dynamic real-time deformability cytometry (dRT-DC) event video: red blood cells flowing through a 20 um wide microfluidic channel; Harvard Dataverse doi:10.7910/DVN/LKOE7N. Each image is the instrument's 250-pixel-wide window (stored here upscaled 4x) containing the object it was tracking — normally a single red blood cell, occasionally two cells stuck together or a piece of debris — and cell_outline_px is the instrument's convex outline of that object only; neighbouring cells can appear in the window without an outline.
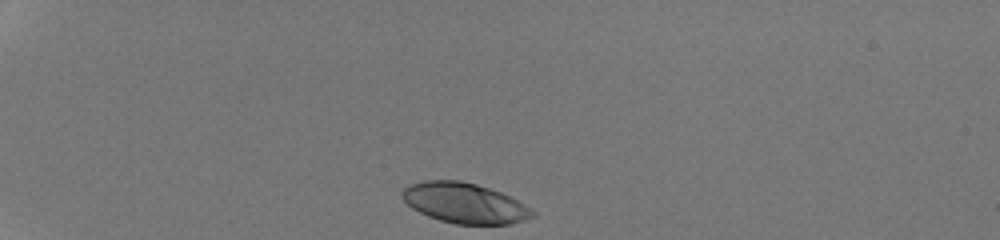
{"species": "human", "species_latin": "Homo sapiens", "temperature_condition": "room temperature", "stored_images_in_passage": 32, "camera_frame_rate_fps": 3000, "um_per_image_px": 0.085, "donor": {"sex": "male"}, "frame": {"image": 1, "passage_image": 1, "time_ms": 0.0, "image_size_px": [1000, 240], "cell_outline_px": [[536, 216], [512, 224], [456, 224], [440, 220], [428, 216], [412, 208], [400, 196], [400, 192], [404, 188], [412, 184], [424, 180], [460, 180], [476, 184], [500, 192], [524, 204], [536, 212]], "centroid_in_image_um": [39.48, 17.26], "position_along_channel_um": 45.5, "area_um2": 30.52}}
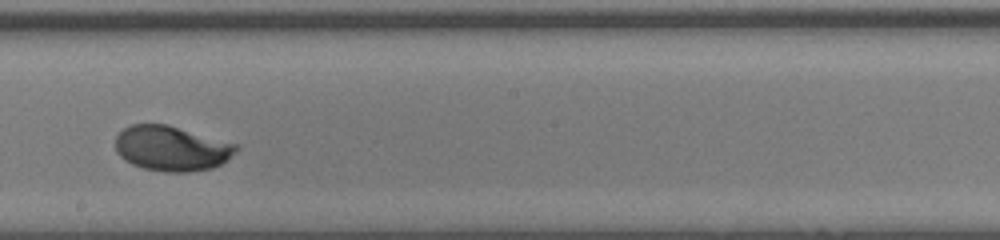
{"frame": {"image": 2, "passage_image": 19, "time_ms": 6.0, "image_size_px": [1000, 240], "cell_outline_px": [[240, 148], [236, 152], [220, 164], [212, 168], [188, 172], [164, 172], [144, 168], [132, 164], [124, 160], [116, 152], [116, 136], [128, 124], [168, 124], [236, 144]], "centroid_in_image_um": [14.56, 12.61], "position_along_channel_um": 233.6, "area_um2": 31.67}}
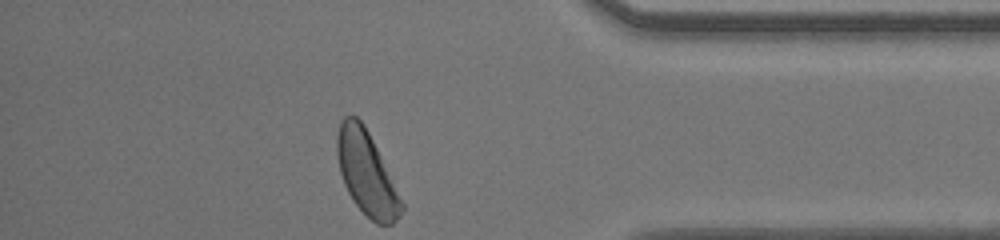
{"frame": {"image": 3, "passage_image": 32, "time_ms": 10.333, "image_size_px": [1000, 240], "cell_outline_px": [[404, 208], [400, 216], [392, 224], [376, 224], [352, 200], [344, 184], [340, 172], [336, 152], [336, 136], [340, 120], [344, 116], [356, 116], [364, 124], [404, 204]], "centroid_in_image_um": [31.13, 14.71], "position_along_channel_um": 404.1, "area_um2": 30.92}, "authors_computed_cell_mechanics": {"area_um2": 31.3276, "velocity_mm_per_s": 4.2708, "shape_relaxation_time_tau1_ms": 2.317, "shape_relaxation_time_tau2_ms": null, "deformation_change_tau1": 0.1666, "deformation_change_tau2": null}}